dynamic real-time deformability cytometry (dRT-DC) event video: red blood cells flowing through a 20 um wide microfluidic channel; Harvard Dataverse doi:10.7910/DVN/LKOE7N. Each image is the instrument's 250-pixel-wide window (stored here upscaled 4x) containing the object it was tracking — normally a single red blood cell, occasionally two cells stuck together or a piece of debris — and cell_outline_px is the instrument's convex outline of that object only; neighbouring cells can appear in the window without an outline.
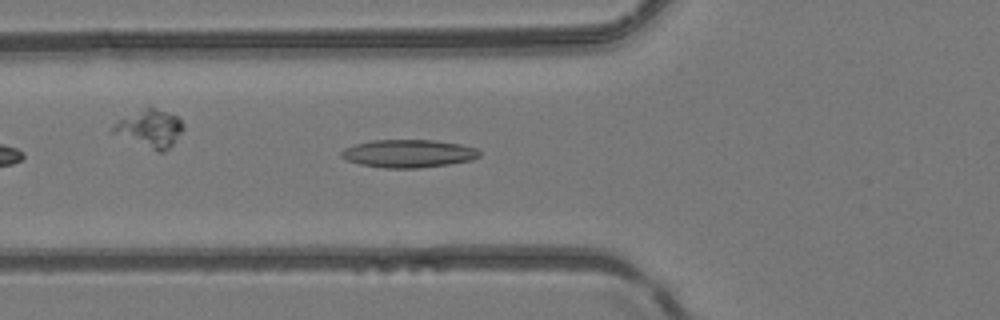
{"species": "common noctule bat (a hibernating species)", "species_latin": "Nyctalus noctula", "temperature_condition": "room temperature", "stored_images_in_passage": 10, "camera_frame_rate_fps": 3000, "um_per_image_px": 0.085, "animal": {"sex": "female", "body_mass_g": 24.6, "forearm_length_mm": 56.2}, "frame": {"image": 1, "passage_image": 6, "time_ms": 1.667, "image_size_px": [1000, 320], "cell_outline_px": [[480, 156], [472, 160], [448, 164], [416, 168], [384, 168], [360, 164], [348, 160], [340, 156], [340, 152], [344, 148], [356, 144], [372, 140], [436, 140], [460, 144], [476, 148], [480, 152]], "centroid_in_image_um": [34.72, 13.05], "position_along_channel_um": 91.1, "area_um2": 22.43}}